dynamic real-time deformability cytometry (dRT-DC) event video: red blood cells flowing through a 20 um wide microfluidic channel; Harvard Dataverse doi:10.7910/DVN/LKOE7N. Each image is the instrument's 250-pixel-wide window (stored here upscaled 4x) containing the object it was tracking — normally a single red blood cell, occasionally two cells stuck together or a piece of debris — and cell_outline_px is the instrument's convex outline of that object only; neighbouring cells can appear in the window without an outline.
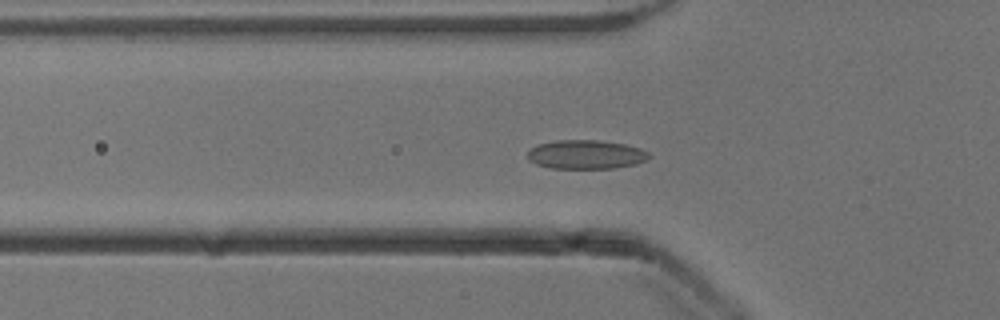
{"species": "common noctule bat (a hibernating species)", "species_latin": "Nyctalus noctula", "temperature_condition": "cold", "stored_images_in_passage": 55, "camera_frame_rate_fps": 3000, "um_per_image_px": 0.085, "animal": {"sex": "male", "body_mass_g": 13.3}, "frame": {"image": 1, "passage_image": 19, "time_ms": 6.0, "image_size_px": [1000, 320], "cell_outline_px": [[652, 156], [648, 160], [636, 164], [612, 168], [552, 168], [536, 164], [528, 160], [528, 152], [532, 148], [540, 144], [556, 140], [600, 140], [624, 144], [640, 148], [648, 152]], "centroid_in_image_um": [49.84, 13.13], "position_along_channel_um": 76.0, "area_um2": 20.46}}
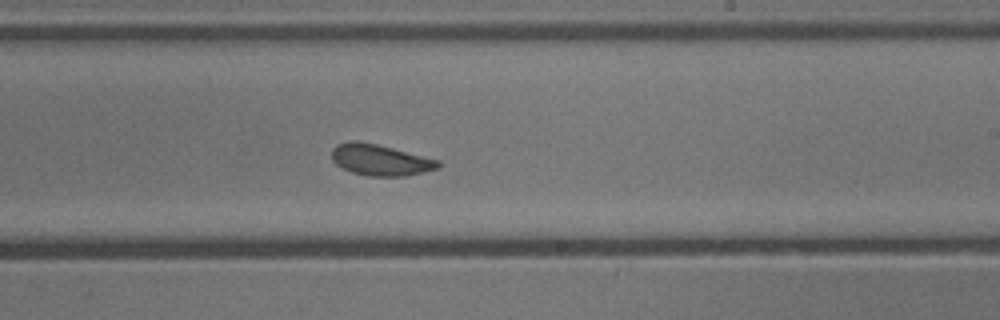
{"frame": {"image": 2, "passage_image": 33, "time_ms": 10.667, "image_size_px": [1000, 320], "cell_outline_px": [[440, 168], [424, 172], [404, 176], [368, 176], [352, 172], [336, 164], [332, 160], [332, 148], [336, 144], [352, 140], [356, 140], [376, 144], [440, 160]], "centroid_in_image_um": [32.32, 13.59], "position_along_channel_um": 256.7, "area_um2": 19.31}}
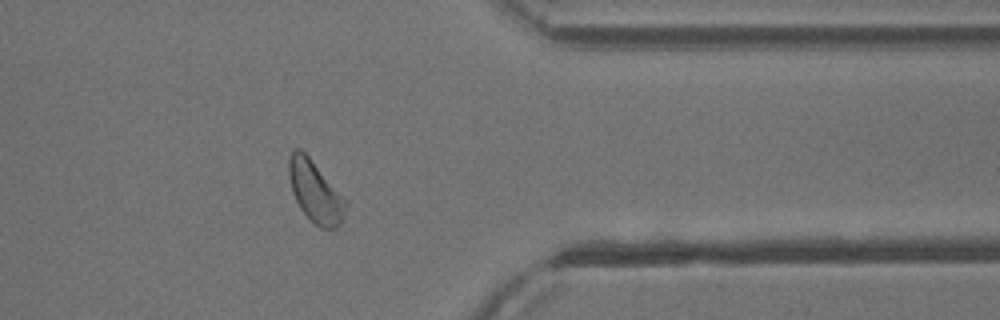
{"frame": {"image": 3, "passage_image": 44, "time_ms": 14.333, "image_size_px": [1000, 320], "cell_outline_px": [[348, 204], [344, 216], [336, 228], [320, 228], [300, 208], [292, 192], [288, 176], [288, 160], [292, 152], [296, 148], [300, 148], [308, 156], [348, 200]], "centroid_in_image_um": [26.81, 16.28], "position_along_channel_um": 384.6, "area_um2": 20.29}}